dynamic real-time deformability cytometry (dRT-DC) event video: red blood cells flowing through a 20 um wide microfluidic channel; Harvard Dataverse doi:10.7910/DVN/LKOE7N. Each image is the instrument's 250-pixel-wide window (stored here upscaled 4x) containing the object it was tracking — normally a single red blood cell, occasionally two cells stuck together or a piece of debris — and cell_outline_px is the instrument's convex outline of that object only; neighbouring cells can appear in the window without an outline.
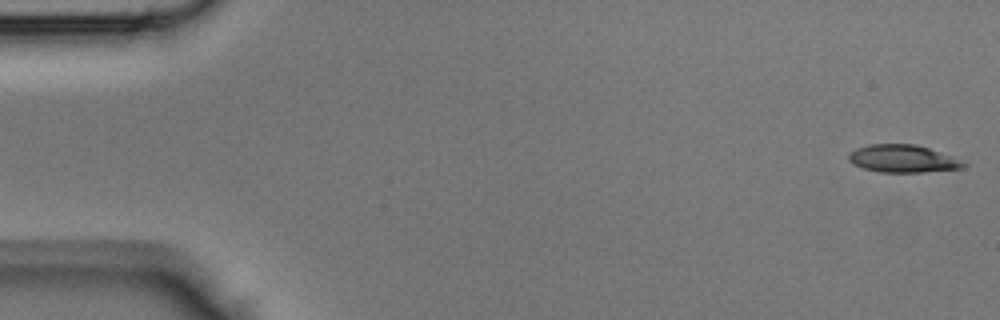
{"species": "Egyptian fruit bat (a non-hibernating species)", "species_latin": "Rousettus aegyptiacus", "temperature_condition": "room temperature", "stored_images_in_passage": 43, "camera_frame_rate_fps": 3000, "um_per_image_px": 0.085, "animal": {"sex": "male"}, "frame": {"image": 1, "passage_image": 1, "time_ms": 0.0, "image_size_px": [1000, 320], "cell_outline_px": [[968, 164], [960, 168], [924, 172], [880, 172], [864, 168], [852, 164], [848, 160], [848, 156], [856, 148], [868, 144], [912, 144], [928, 148], [952, 156]], "centroid_in_image_um": [76.71, 13.49], "position_along_channel_um": 8.3, "area_um2": 18.26}}
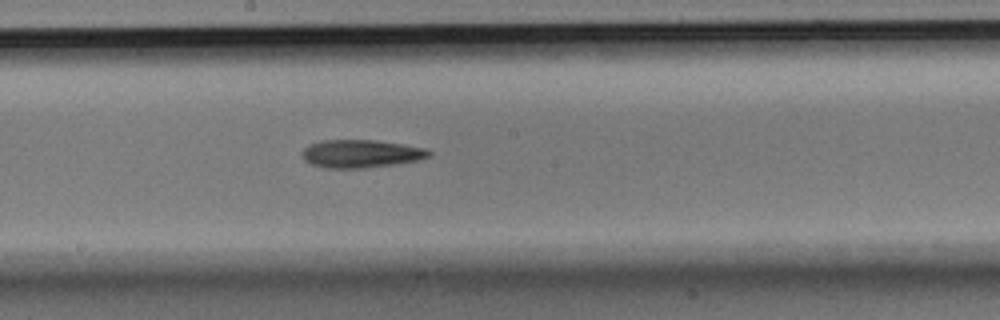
{"frame": {"image": 2, "passage_image": 23, "time_ms": 7.333, "image_size_px": [1000, 320], "cell_outline_px": [[432, 156], [416, 160], [392, 164], [360, 168], [324, 168], [312, 164], [304, 160], [300, 152], [308, 144], [320, 140], [376, 140], [404, 144], [428, 148], [432, 152]], "centroid_in_image_um": [30.66, 13.05], "position_along_channel_um": 217.5, "area_um2": 20.81}}
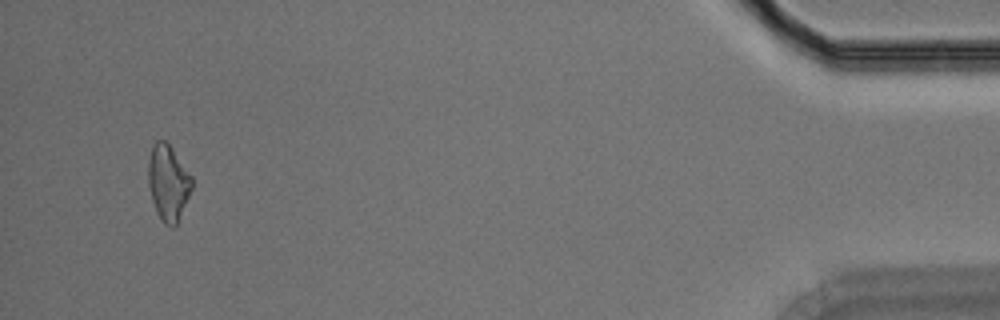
{"frame": {"image": 3, "passage_image": 41, "time_ms": 13.333, "image_size_px": [1000, 320], "cell_outline_px": [[192, 188], [176, 224], [172, 228], [164, 224], [160, 220], [156, 212], [152, 200], [148, 184], [148, 160], [152, 144], [156, 140], [164, 140], [172, 148], [192, 176]], "centroid_in_image_um": [14.27, 15.52], "position_along_channel_um": 420.9, "area_um2": 19.25}}